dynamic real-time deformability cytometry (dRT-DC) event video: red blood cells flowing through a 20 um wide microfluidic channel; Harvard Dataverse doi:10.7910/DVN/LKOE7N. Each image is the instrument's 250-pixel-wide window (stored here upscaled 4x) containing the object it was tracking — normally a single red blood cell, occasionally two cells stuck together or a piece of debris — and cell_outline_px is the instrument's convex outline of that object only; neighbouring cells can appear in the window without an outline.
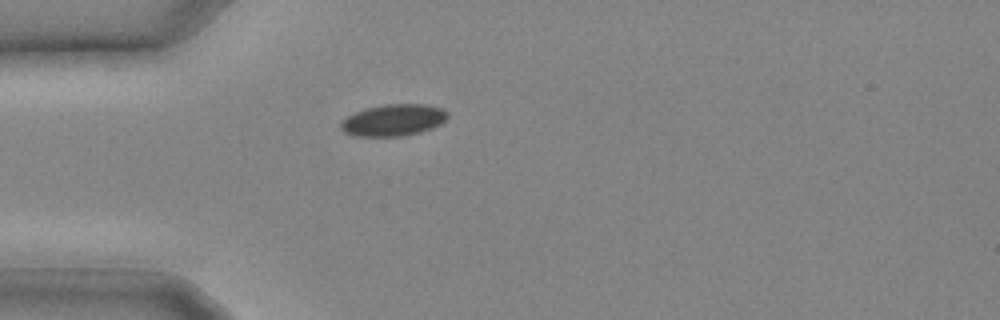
{"species": "common noctule bat (a hibernating species)", "species_latin": "Nyctalus noctula", "temperature_condition": "cold", "stored_images_in_passage": 12, "camera_frame_rate_fps": 3000, "um_per_image_px": 0.085, "animal": {"sex": "male", "body_mass_g": 20.4}, "frame": {"image": 1, "passage_image": 1, "time_ms": 0.0, "image_size_px": [1000, 320], "cell_outline_px": [[448, 116], [440, 124], [432, 128], [420, 132], [404, 136], [356, 136], [344, 132], [340, 128], [340, 124], [348, 116], [356, 112], [368, 108], [384, 104], [424, 104], [440, 108], [448, 112]], "centroid_in_image_um": [33.45, 10.21], "position_along_channel_um": 51.6, "area_um2": 19.54}}
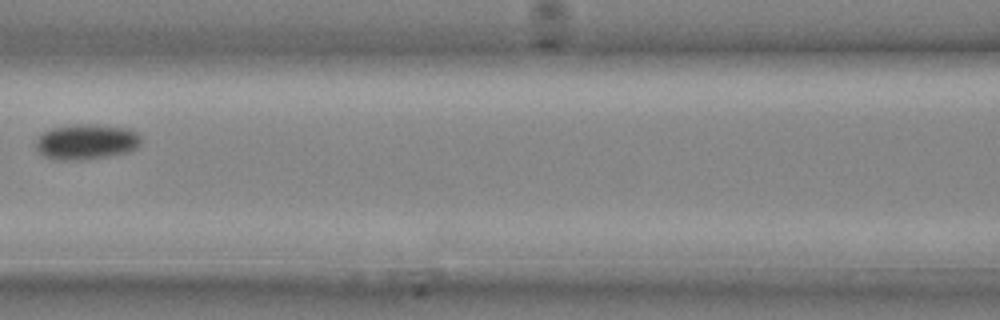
{"frame": {"image": 2, "passage_image": 6, "time_ms": 1.667, "image_size_px": [1000, 320], "cell_outline_px": [[140, 144], [136, 148], [128, 152], [112, 156], [68, 160], [60, 160], [48, 156], [40, 152], [36, 148], [36, 140], [44, 132], [52, 128], [76, 124], [92, 124], [128, 128], [136, 132], [140, 136]], "centroid_in_image_um": [7.38, 12.04], "position_along_channel_um": 159.2, "area_um2": 21.39}}
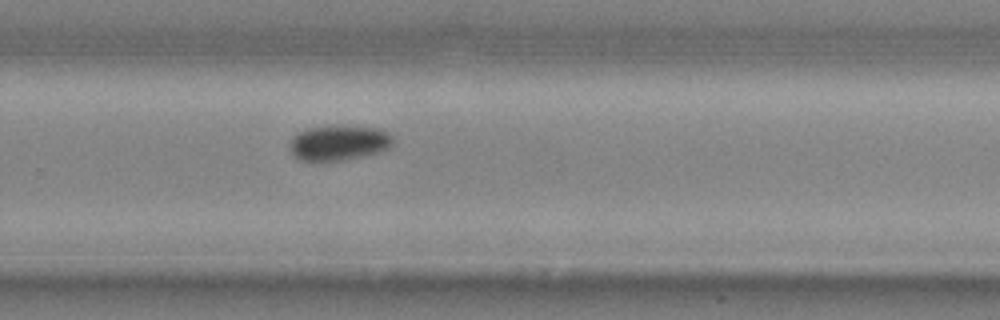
{"frame": {"image": 3, "passage_image": 12, "time_ms": 3.667, "image_size_px": [1000, 320], "cell_outline_px": [[392, 144], [388, 148], [376, 152], [344, 160], [300, 160], [292, 152], [292, 136], [296, 132], [308, 128], [376, 128], [388, 132], [392, 136]], "centroid_in_image_um": [28.79, 12.16], "position_along_channel_um": 301.0, "area_um2": 20.0}}